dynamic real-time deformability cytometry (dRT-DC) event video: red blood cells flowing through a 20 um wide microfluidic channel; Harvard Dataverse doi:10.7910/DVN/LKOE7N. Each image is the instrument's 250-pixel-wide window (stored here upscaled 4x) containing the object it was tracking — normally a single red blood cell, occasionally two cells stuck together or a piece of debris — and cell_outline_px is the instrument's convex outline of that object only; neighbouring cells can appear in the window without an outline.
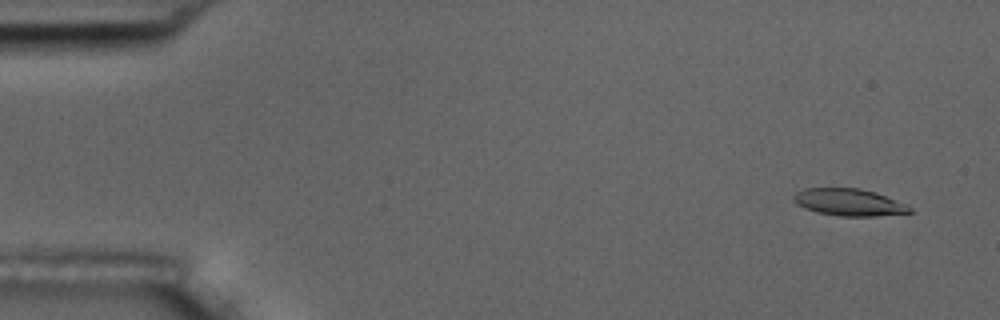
{"species": "common noctule bat (a hibernating species)", "species_latin": "Nyctalus noctula", "temperature_condition": "room temperature", "stored_images_in_passage": 5, "camera_frame_rate_fps": 3000, "um_per_image_px": 0.085, "animal": {"sex": "male", "body_mass_g": 17.5, "forearm_length_mm": 52.3}, "frame": {"image": 1, "passage_image": 1, "time_ms": 0.0, "image_size_px": [1000, 320], "cell_outline_px": [[912, 212], [876, 216], [836, 216], [816, 212], [804, 208], [796, 204], [792, 200], [792, 196], [796, 192], [804, 188], [860, 188], [876, 192], [908, 204], [912, 208]], "centroid_in_image_um": [72.15, 17.19], "position_along_channel_um": 12.8, "area_um2": 18.61}}
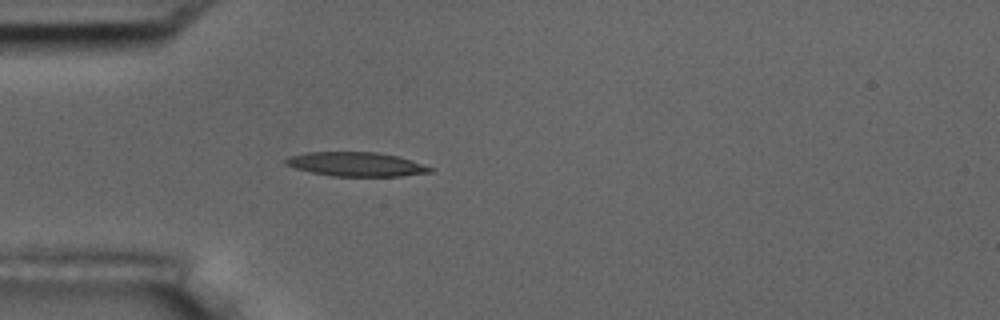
{"frame": {"image": 2, "passage_image": 5, "time_ms": 1.333, "image_size_px": [1000, 320], "cell_outline_px": [[436, 168], [432, 172], [400, 176], [332, 176], [312, 172], [296, 168], [284, 164], [284, 160], [288, 156], [308, 152], [376, 152], [396, 156], [412, 160]], "centroid_in_image_um": [30.3, 13.96], "position_along_channel_um": 54.7, "area_um2": 20.35}}